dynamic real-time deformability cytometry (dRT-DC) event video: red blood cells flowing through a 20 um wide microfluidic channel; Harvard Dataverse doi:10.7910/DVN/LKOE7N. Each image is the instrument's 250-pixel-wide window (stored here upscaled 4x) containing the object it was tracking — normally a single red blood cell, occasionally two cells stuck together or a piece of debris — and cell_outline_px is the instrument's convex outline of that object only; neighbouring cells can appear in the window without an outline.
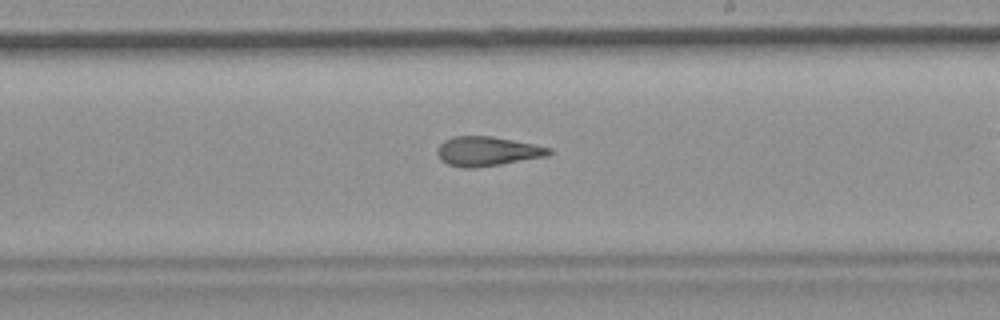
{"species": "common noctule bat (a hibernating species)", "species_latin": "Nyctalus noctula", "temperature_condition": "room temperature", "stored_images_in_passage": 39, "camera_frame_rate_fps": 3000, "um_per_image_px": 0.085, "animal": {"sex": "female", "body_mass_g": 19.9}, "frame": {"image": 1, "passage_image": 28, "time_ms": 9.0, "image_size_px": [1000, 320], "cell_outline_px": [[552, 152], [548, 156], [500, 164], [472, 168], [464, 168], [448, 164], [440, 160], [436, 152], [436, 148], [444, 140], [452, 136], [492, 136], [552, 148]], "centroid_in_image_um": [41.38, 12.85], "position_along_channel_um": 247.6, "area_um2": 19.13}}